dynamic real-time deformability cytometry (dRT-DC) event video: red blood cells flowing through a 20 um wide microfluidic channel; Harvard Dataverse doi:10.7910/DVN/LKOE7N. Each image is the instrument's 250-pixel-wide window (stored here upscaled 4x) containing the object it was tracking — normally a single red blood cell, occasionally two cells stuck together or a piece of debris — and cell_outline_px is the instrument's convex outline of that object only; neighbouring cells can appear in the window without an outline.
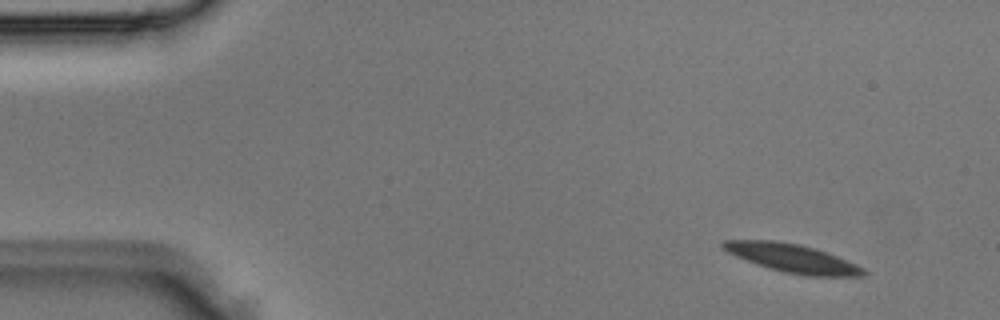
{"species": "Egyptian fruit bat (a non-hibernating species)", "species_latin": "Rousettus aegyptiacus", "temperature_condition": "room temperature", "stored_images_in_passage": 5, "camera_frame_rate_fps": 3000, "um_per_image_px": 0.085, "animal": {"sex": "male"}, "frame": {"image": 1, "passage_image": 2, "time_ms": 0.333, "image_size_px": [1000, 320], "cell_outline_px": [[868, 272], [864, 276], [804, 276], [784, 272], [756, 264], [736, 256], [720, 248], [720, 244], [724, 240], [776, 240], [800, 244], [836, 256], [856, 264], [864, 268]], "centroid_in_image_um": [67.33, 21.95], "position_along_channel_um": 17.7, "area_um2": 23.18}}